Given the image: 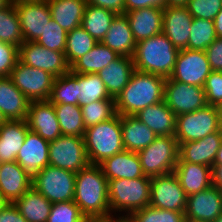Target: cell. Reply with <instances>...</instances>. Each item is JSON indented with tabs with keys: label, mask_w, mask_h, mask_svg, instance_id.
<instances>
[{
	"label": "cell",
	"mask_w": 222,
	"mask_h": 222,
	"mask_svg": "<svg viewBox=\"0 0 222 222\" xmlns=\"http://www.w3.org/2000/svg\"><path fill=\"white\" fill-rule=\"evenodd\" d=\"M135 70L133 58L120 55L97 75L101 78L111 98L116 99Z\"/></svg>",
	"instance_id": "29"
},
{
	"label": "cell",
	"mask_w": 222,
	"mask_h": 222,
	"mask_svg": "<svg viewBox=\"0 0 222 222\" xmlns=\"http://www.w3.org/2000/svg\"><path fill=\"white\" fill-rule=\"evenodd\" d=\"M0 222H27V220L21 215L14 203H8L0 211Z\"/></svg>",
	"instance_id": "51"
},
{
	"label": "cell",
	"mask_w": 222,
	"mask_h": 222,
	"mask_svg": "<svg viewBox=\"0 0 222 222\" xmlns=\"http://www.w3.org/2000/svg\"><path fill=\"white\" fill-rule=\"evenodd\" d=\"M44 0H10V2L14 5L18 4V3H31V2H41Z\"/></svg>",
	"instance_id": "56"
},
{
	"label": "cell",
	"mask_w": 222,
	"mask_h": 222,
	"mask_svg": "<svg viewBox=\"0 0 222 222\" xmlns=\"http://www.w3.org/2000/svg\"><path fill=\"white\" fill-rule=\"evenodd\" d=\"M150 194L151 177L149 176L109 180L108 197L111 221L125 220L135 211L150 206ZM116 212H119L118 215ZM122 212H125L124 215H121Z\"/></svg>",
	"instance_id": "3"
},
{
	"label": "cell",
	"mask_w": 222,
	"mask_h": 222,
	"mask_svg": "<svg viewBox=\"0 0 222 222\" xmlns=\"http://www.w3.org/2000/svg\"><path fill=\"white\" fill-rule=\"evenodd\" d=\"M0 41L20 47L24 40L14 4L0 9Z\"/></svg>",
	"instance_id": "39"
},
{
	"label": "cell",
	"mask_w": 222,
	"mask_h": 222,
	"mask_svg": "<svg viewBox=\"0 0 222 222\" xmlns=\"http://www.w3.org/2000/svg\"><path fill=\"white\" fill-rule=\"evenodd\" d=\"M97 41L82 26L67 32L65 56L71 67L80 57L88 53Z\"/></svg>",
	"instance_id": "38"
},
{
	"label": "cell",
	"mask_w": 222,
	"mask_h": 222,
	"mask_svg": "<svg viewBox=\"0 0 222 222\" xmlns=\"http://www.w3.org/2000/svg\"><path fill=\"white\" fill-rule=\"evenodd\" d=\"M30 102L9 76L0 77V111L5 120H26Z\"/></svg>",
	"instance_id": "24"
},
{
	"label": "cell",
	"mask_w": 222,
	"mask_h": 222,
	"mask_svg": "<svg viewBox=\"0 0 222 222\" xmlns=\"http://www.w3.org/2000/svg\"><path fill=\"white\" fill-rule=\"evenodd\" d=\"M191 34L187 49L203 50L211 45L217 38L214 20L194 18L191 24Z\"/></svg>",
	"instance_id": "40"
},
{
	"label": "cell",
	"mask_w": 222,
	"mask_h": 222,
	"mask_svg": "<svg viewBox=\"0 0 222 222\" xmlns=\"http://www.w3.org/2000/svg\"><path fill=\"white\" fill-rule=\"evenodd\" d=\"M121 130L125 150L136 153L148 147L157 137L135 115H121Z\"/></svg>",
	"instance_id": "30"
},
{
	"label": "cell",
	"mask_w": 222,
	"mask_h": 222,
	"mask_svg": "<svg viewBox=\"0 0 222 222\" xmlns=\"http://www.w3.org/2000/svg\"><path fill=\"white\" fill-rule=\"evenodd\" d=\"M76 173L47 165L32 177V187L52 204L73 201Z\"/></svg>",
	"instance_id": "8"
},
{
	"label": "cell",
	"mask_w": 222,
	"mask_h": 222,
	"mask_svg": "<svg viewBox=\"0 0 222 222\" xmlns=\"http://www.w3.org/2000/svg\"><path fill=\"white\" fill-rule=\"evenodd\" d=\"M186 8L193 18L214 20L222 9V0H189Z\"/></svg>",
	"instance_id": "45"
},
{
	"label": "cell",
	"mask_w": 222,
	"mask_h": 222,
	"mask_svg": "<svg viewBox=\"0 0 222 222\" xmlns=\"http://www.w3.org/2000/svg\"><path fill=\"white\" fill-rule=\"evenodd\" d=\"M205 52L211 70L222 71V38L217 37Z\"/></svg>",
	"instance_id": "48"
},
{
	"label": "cell",
	"mask_w": 222,
	"mask_h": 222,
	"mask_svg": "<svg viewBox=\"0 0 222 222\" xmlns=\"http://www.w3.org/2000/svg\"><path fill=\"white\" fill-rule=\"evenodd\" d=\"M28 131L26 120H6L0 125V163L16 161Z\"/></svg>",
	"instance_id": "26"
},
{
	"label": "cell",
	"mask_w": 222,
	"mask_h": 222,
	"mask_svg": "<svg viewBox=\"0 0 222 222\" xmlns=\"http://www.w3.org/2000/svg\"><path fill=\"white\" fill-rule=\"evenodd\" d=\"M206 52L203 50H180L171 80L203 87L211 73Z\"/></svg>",
	"instance_id": "12"
},
{
	"label": "cell",
	"mask_w": 222,
	"mask_h": 222,
	"mask_svg": "<svg viewBox=\"0 0 222 222\" xmlns=\"http://www.w3.org/2000/svg\"><path fill=\"white\" fill-rule=\"evenodd\" d=\"M203 89L207 104L222 109V71L212 70L206 78Z\"/></svg>",
	"instance_id": "46"
},
{
	"label": "cell",
	"mask_w": 222,
	"mask_h": 222,
	"mask_svg": "<svg viewBox=\"0 0 222 222\" xmlns=\"http://www.w3.org/2000/svg\"><path fill=\"white\" fill-rule=\"evenodd\" d=\"M189 0H166V7L186 6Z\"/></svg>",
	"instance_id": "54"
},
{
	"label": "cell",
	"mask_w": 222,
	"mask_h": 222,
	"mask_svg": "<svg viewBox=\"0 0 222 222\" xmlns=\"http://www.w3.org/2000/svg\"><path fill=\"white\" fill-rule=\"evenodd\" d=\"M214 26H215L217 37L222 38V9L214 18Z\"/></svg>",
	"instance_id": "53"
},
{
	"label": "cell",
	"mask_w": 222,
	"mask_h": 222,
	"mask_svg": "<svg viewBox=\"0 0 222 222\" xmlns=\"http://www.w3.org/2000/svg\"><path fill=\"white\" fill-rule=\"evenodd\" d=\"M221 213L222 195L220 189L214 185L187 197L184 212L186 221L214 222Z\"/></svg>",
	"instance_id": "15"
},
{
	"label": "cell",
	"mask_w": 222,
	"mask_h": 222,
	"mask_svg": "<svg viewBox=\"0 0 222 222\" xmlns=\"http://www.w3.org/2000/svg\"><path fill=\"white\" fill-rule=\"evenodd\" d=\"M19 60V47L0 41V77L9 76Z\"/></svg>",
	"instance_id": "47"
},
{
	"label": "cell",
	"mask_w": 222,
	"mask_h": 222,
	"mask_svg": "<svg viewBox=\"0 0 222 222\" xmlns=\"http://www.w3.org/2000/svg\"><path fill=\"white\" fill-rule=\"evenodd\" d=\"M174 173L187 197L212 185V167L203 164L177 162Z\"/></svg>",
	"instance_id": "27"
},
{
	"label": "cell",
	"mask_w": 222,
	"mask_h": 222,
	"mask_svg": "<svg viewBox=\"0 0 222 222\" xmlns=\"http://www.w3.org/2000/svg\"><path fill=\"white\" fill-rule=\"evenodd\" d=\"M221 144L222 128L200 140L181 143L178 162H190L213 167Z\"/></svg>",
	"instance_id": "20"
},
{
	"label": "cell",
	"mask_w": 222,
	"mask_h": 222,
	"mask_svg": "<svg viewBox=\"0 0 222 222\" xmlns=\"http://www.w3.org/2000/svg\"><path fill=\"white\" fill-rule=\"evenodd\" d=\"M80 107L86 129L95 124L110 120L117 114L115 99L97 100Z\"/></svg>",
	"instance_id": "41"
},
{
	"label": "cell",
	"mask_w": 222,
	"mask_h": 222,
	"mask_svg": "<svg viewBox=\"0 0 222 222\" xmlns=\"http://www.w3.org/2000/svg\"><path fill=\"white\" fill-rule=\"evenodd\" d=\"M116 15L108 9L86 4L81 26L97 42H101Z\"/></svg>",
	"instance_id": "34"
},
{
	"label": "cell",
	"mask_w": 222,
	"mask_h": 222,
	"mask_svg": "<svg viewBox=\"0 0 222 222\" xmlns=\"http://www.w3.org/2000/svg\"><path fill=\"white\" fill-rule=\"evenodd\" d=\"M212 185L222 187V165H213L212 167Z\"/></svg>",
	"instance_id": "52"
},
{
	"label": "cell",
	"mask_w": 222,
	"mask_h": 222,
	"mask_svg": "<svg viewBox=\"0 0 222 222\" xmlns=\"http://www.w3.org/2000/svg\"><path fill=\"white\" fill-rule=\"evenodd\" d=\"M222 128V109L206 107L178 115L176 117L175 138L178 145L187 141H197Z\"/></svg>",
	"instance_id": "6"
},
{
	"label": "cell",
	"mask_w": 222,
	"mask_h": 222,
	"mask_svg": "<svg viewBox=\"0 0 222 222\" xmlns=\"http://www.w3.org/2000/svg\"><path fill=\"white\" fill-rule=\"evenodd\" d=\"M73 201L89 222H111L108 180L99 165L89 164L76 173Z\"/></svg>",
	"instance_id": "1"
},
{
	"label": "cell",
	"mask_w": 222,
	"mask_h": 222,
	"mask_svg": "<svg viewBox=\"0 0 222 222\" xmlns=\"http://www.w3.org/2000/svg\"><path fill=\"white\" fill-rule=\"evenodd\" d=\"M6 120L4 119L3 115L1 114V111H0V125L5 122Z\"/></svg>",
	"instance_id": "60"
},
{
	"label": "cell",
	"mask_w": 222,
	"mask_h": 222,
	"mask_svg": "<svg viewBox=\"0 0 222 222\" xmlns=\"http://www.w3.org/2000/svg\"><path fill=\"white\" fill-rule=\"evenodd\" d=\"M214 222H222V213L215 219Z\"/></svg>",
	"instance_id": "59"
},
{
	"label": "cell",
	"mask_w": 222,
	"mask_h": 222,
	"mask_svg": "<svg viewBox=\"0 0 222 222\" xmlns=\"http://www.w3.org/2000/svg\"><path fill=\"white\" fill-rule=\"evenodd\" d=\"M51 17L66 32L81 26L86 0H48Z\"/></svg>",
	"instance_id": "31"
},
{
	"label": "cell",
	"mask_w": 222,
	"mask_h": 222,
	"mask_svg": "<svg viewBox=\"0 0 222 222\" xmlns=\"http://www.w3.org/2000/svg\"><path fill=\"white\" fill-rule=\"evenodd\" d=\"M166 6V0H125V13L146 7H160Z\"/></svg>",
	"instance_id": "50"
},
{
	"label": "cell",
	"mask_w": 222,
	"mask_h": 222,
	"mask_svg": "<svg viewBox=\"0 0 222 222\" xmlns=\"http://www.w3.org/2000/svg\"><path fill=\"white\" fill-rule=\"evenodd\" d=\"M86 3L113 11L116 14L125 13V0H86Z\"/></svg>",
	"instance_id": "49"
},
{
	"label": "cell",
	"mask_w": 222,
	"mask_h": 222,
	"mask_svg": "<svg viewBox=\"0 0 222 222\" xmlns=\"http://www.w3.org/2000/svg\"><path fill=\"white\" fill-rule=\"evenodd\" d=\"M32 187V177L16 162H4L0 166V194L14 203Z\"/></svg>",
	"instance_id": "21"
},
{
	"label": "cell",
	"mask_w": 222,
	"mask_h": 222,
	"mask_svg": "<svg viewBox=\"0 0 222 222\" xmlns=\"http://www.w3.org/2000/svg\"><path fill=\"white\" fill-rule=\"evenodd\" d=\"M119 55L133 57L137 42L125 14H117L101 41Z\"/></svg>",
	"instance_id": "28"
},
{
	"label": "cell",
	"mask_w": 222,
	"mask_h": 222,
	"mask_svg": "<svg viewBox=\"0 0 222 222\" xmlns=\"http://www.w3.org/2000/svg\"><path fill=\"white\" fill-rule=\"evenodd\" d=\"M193 19L186 6H165L163 8L162 33L175 48L187 49Z\"/></svg>",
	"instance_id": "17"
},
{
	"label": "cell",
	"mask_w": 222,
	"mask_h": 222,
	"mask_svg": "<svg viewBox=\"0 0 222 222\" xmlns=\"http://www.w3.org/2000/svg\"><path fill=\"white\" fill-rule=\"evenodd\" d=\"M83 138L90 164L98 165L104 159L125 150L122 139L121 115L116 114L110 120L87 128Z\"/></svg>",
	"instance_id": "5"
},
{
	"label": "cell",
	"mask_w": 222,
	"mask_h": 222,
	"mask_svg": "<svg viewBox=\"0 0 222 222\" xmlns=\"http://www.w3.org/2000/svg\"><path fill=\"white\" fill-rule=\"evenodd\" d=\"M136 42L162 33L163 8L146 7L124 13Z\"/></svg>",
	"instance_id": "23"
},
{
	"label": "cell",
	"mask_w": 222,
	"mask_h": 222,
	"mask_svg": "<svg viewBox=\"0 0 222 222\" xmlns=\"http://www.w3.org/2000/svg\"><path fill=\"white\" fill-rule=\"evenodd\" d=\"M14 6L19 17L24 42H35L52 18L48 0L18 3Z\"/></svg>",
	"instance_id": "16"
},
{
	"label": "cell",
	"mask_w": 222,
	"mask_h": 222,
	"mask_svg": "<svg viewBox=\"0 0 222 222\" xmlns=\"http://www.w3.org/2000/svg\"><path fill=\"white\" fill-rule=\"evenodd\" d=\"M9 77L31 102L49 100L56 78L47 71L27 66L19 60Z\"/></svg>",
	"instance_id": "9"
},
{
	"label": "cell",
	"mask_w": 222,
	"mask_h": 222,
	"mask_svg": "<svg viewBox=\"0 0 222 222\" xmlns=\"http://www.w3.org/2000/svg\"><path fill=\"white\" fill-rule=\"evenodd\" d=\"M214 165H222V144L220 145V148L217 152Z\"/></svg>",
	"instance_id": "55"
},
{
	"label": "cell",
	"mask_w": 222,
	"mask_h": 222,
	"mask_svg": "<svg viewBox=\"0 0 222 222\" xmlns=\"http://www.w3.org/2000/svg\"><path fill=\"white\" fill-rule=\"evenodd\" d=\"M166 78L134 70L128 84L115 99L116 113L136 115L140 110L164 100Z\"/></svg>",
	"instance_id": "2"
},
{
	"label": "cell",
	"mask_w": 222,
	"mask_h": 222,
	"mask_svg": "<svg viewBox=\"0 0 222 222\" xmlns=\"http://www.w3.org/2000/svg\"><path fill=\"white\" fill-rule=\"evenodd\" d=\"M126 222H186L184 212L147 206L132 213Z\"/></svg>",
	"instance_id": "42"
},
{
	"label": "cell",
	"mask_w": 222,
	"mask_h": 222,
	"mask_svg": "<svg viewBox=\"0 0 222 222\" xmlns=\"http://www.w3.org/2000/svg\"><path fill=\"white\" fill-rule=\"evenodd\" d=\"M164 101L177 116L208 105L203 87L188 85L170 78H166Z\"/></svg>",
	"instance_id": "14"
},
{
	"label": "cell",
	"mask_w": 222,
	"mask_h": 222,
	"mask_svg": "<svg viewBox=\"0 0 222 222\" xmlns=\"http://www.w3.org/2000/svg\"><path fill=\"white\" fill-rule=\"evenodd\" d=\"M115 222H126L125 220H115Z\"/></svg>",
	"instance_id": "61"
},
{
	"label": "cell",
	"mask_w": 222,
	"mask_h": 222,
	"mask_svg": "<svg viewBox=\"0 0 222 222\" xmlns=\"http://www.w3.org/2000/svg\"><path fill=\"white\" fill-rule=\"evenodd\" d=\"M11 4L10 0H0V9H3Z\"/></svg>",
	"instance_id": "58"
},
{
	"label": "cell",
	"mask_w": 222,
	"mask_h": 222,
	"mask_svg": "<svg viewBox=\"0 0 222 222\" xmlns=\"http://www.w3.org/2000/svg\"><path fill=\"white\" fill-rule=\"evenodd\" d=\"M14 205L27 222H47L52 203L31 187Z\"/></svg>",
	"instance_id": "33"
},
{
	"label": "cell",
	"mask_w": 222,
	"mask_h": 222,
	"mask_svg": "<svg viewBox=\"0 0 222 222\" xmlns=\"http://www.w3.org/2000/svg\"><path fill=\"white\" fill-rule=\"evenodd\" d=\"M19 61L27 66L47 71L55 77L70 71L64 52L47 49L36 42H23L19 47Z\"/></svg>",
	"instance_id": "13"
},
{
	"label": "cell",
	"mask_w": 222,
	"mask_h": 222,
	"mask_svg": "<svg viewBox=\"0 0 222 222\" xmlns=\"http://www.w3.org/2000/svg\"><path fill=\"white\" fill-rule=\"evenodd\" d=\"M47 222H89L74 201L53 203Z\"/></svg>",
	"instance_id": "44"
},
{
	"label": "cell",
	"mask_w": 222,
	"mask_h": 222,
	"mask_svg": "<svg viewBox=\"0 0 222 222\" xmlns=\"http://www.w3.org/2000/svg\"><path fill=\"white\" fill-rule=\"evenodd\" d=\"M180 50L163 34L137 42L133 54L135 70L169 78Z\"/></svg>",
	"instance_id": "4"
},
{
	"label": "cell",
	"mask_w": 222,
	"mask_h": 222,
	"mask_svg": "<svg viewBox=\"0 0 222 222\" xmlns=\"http://www.w3.org/2000/svg\"><path fill=\"white\" fill-rule=\"evenodd\" d=\"M107 180L135 179L145 174L136 152L123 150L98 164Z\"/></svg>",
	"instance_id": "22"
},
{
	"label": "cell",
	"mask_w": 222,
	"mask_h": 222,
	"mask_svg": "<svg viewBox=\"0 0 222 222\" xmlns=\"http://www.w3.org/2000/svg\"><path fill=\"white\" fill-rule=\"evenodd\" d=\"M119 56L117 52L111 50L102 42H97L92 50L80 57V59L70 67V71L79 74L98 73Z\"/></svg>",
	"instance_id": "32"
},
{
	"label": "cell",
	"mask_w": 222,
	"mask_h": 222,
	"mask_svg": "<svg viewBox=\"0 0 222 222\" xmlns=\"http://www.w3.org/2000/svg\"><path fill=\"white\" fill-rule=\"evenodd\" d=\"M89 164L83 137L61 135L49 143V165L77 173Z\"/></svg>",
	"instance_id": "10"
},
{
	"label": "cell",
	"mask_w": 222,
	"mask_h": 222,
	"mask_svg": "<svg viewBox=\"0 0 222 222\" xmlns=\"http://www.w3.org/2000/svg\"><path fill=\"white\" fill-rule=\"evenodd\" d=\"M187 196L174 172L151 177L150 206L185 212Z\"/></svg>",
	"instance_id": "11"
},
{
	"label": "cell",
	"mask_w": 222,
	"mask_h": 222,
	"mask_svg": "<svg viewBox=\"0 0 222 222\" xmlns=\"http://www.w3.org/2000/svg\"><path fill=\"white\" fill-rule=\"evenodd\" d=\"M62 135L83 137L86 128L79 105L57 104L54 105Z\"/></svg>",
	"instance_id": "35"
},
{
	"label": "cell",
	"mask_w": 222,
	"mask_h": 222,
	"mask_svg": "<svg viewBox=\"0 0 222 222\" xmlns=\"http://www.w3.org/2000/svg\"><path fill=\"white\" fill-rule=\"evenodd\" d=\"M49 101L53 105L78 103V73L69 71L67 74L56 77L52 86Z\"/></svg>",
	"instance_id": "37"
},
{
	"label": "cell",
	"mask_w": 222,
	"mask_h": 222,
	"mask_svg": "<svg viewBox=\"0 0 222 222\" xmlns=\"http://www.w3.org/2000/svg\"><path fill=\"white\" fill-rule=\"evenodd\" d=\"M145 176L154 177L174 172L179 159L178 141L173 136H157L137 152Z\"/></svg>",
	"instance_id": "7"
},
{
	"label": "cell",
	"mask_w": 222,
	"mask_h": 222,
	"mask_svg": "<svg viewBox=\"0 0 222 222\" xmlns=\"http://www.w3.org/2000/svg\"><path fill=\"white\" fill-rule=\"evenodd\" d=\"M135 116L157 136L175 137L177 115L164 100L140 110Z\"/></svg>",
	"instance_id": "25"
},
{
	"label": "cell",
	"mask_w": 222,
	"mask_h": 222,
	"mask_svg": "<svg viewBox=\"0 0 222 222\" xmlns=\"http://www.w3.org/2000/svg\"><path fill=\"white\" fill-rule=\"evenodd\" d=\"M114 99L111 98L105 84L97 73H78V103L79 106L90 104L97 100Z\"/></svg>",
	"instance_id": "36"
},
{
	"label": "cell",
	"mask_w": 222,
	"mask_h": 222,
	"mask_svg": "<svg viewBox=\"0 0 222 222\" xmlns=\"http://www.w3.org/2000/svg\"><path fill=\"white\" fill-rule=\"evenodd\" d=\"M9 202L0 194V211H2Z\"/></svg>",
	"instance_id": "57"
},
{
	"label": "cell",
	"mask_w": 222,
	"mask_h": 222,
	"mask_svg": "<svg viewBox=\"0 0 222 222\" xmlns=\"http://www.w3.org/2000/svg\"><path fill=\"white\" fill-rule=\"evenodd\" d=\"M26 121L29 130L49 142L62 135L54 105L49 100L30 102Z\"/></svg>",
	"instance_id": "19"
},
{
	"label": "cell",
	"mask_w": 222,
	"mask_h": 222,
	"mask_svg": "<svg viewBox=\"0 0 222 222\" xmlns=\"http://www.w3.org/2000/svg\"><path fill=\"white\" fill-rule=\"evenodd\" d=\"M66 41L67 32L51 18L42 35L35 42L47 49L65 52Z\"/></svg>",
	"instance_id": "43"
},
{
	"label": "cell",
	"mask_w": 222,
	"mask_h": 222,
	"mask_svg": "<svg viewBox=\"0 0 222 222\" xmlns=\"http://www.w3.org/2000/svg\"><path fill=\"white\" fill-rule=\"evenodd\" d=\"M49 141L29 130L24 144L16 156V162L33 177L49 165Z\"/></svg>",
	"instance_id": "18"
}]
</instances>
